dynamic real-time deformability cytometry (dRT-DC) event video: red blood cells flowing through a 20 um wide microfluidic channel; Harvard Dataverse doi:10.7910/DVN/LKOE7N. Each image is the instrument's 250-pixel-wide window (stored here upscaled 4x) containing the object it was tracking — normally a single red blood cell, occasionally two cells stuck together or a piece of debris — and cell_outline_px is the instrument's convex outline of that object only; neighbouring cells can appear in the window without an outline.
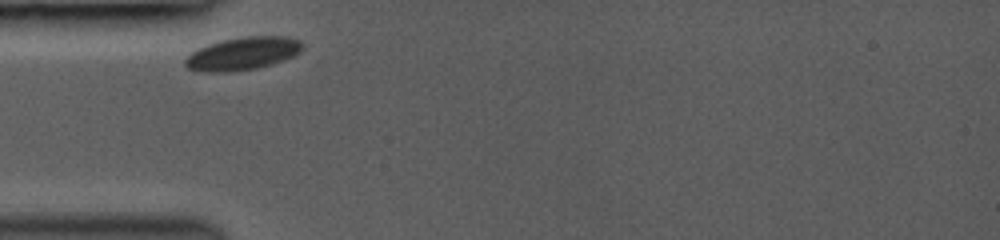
{"species": "common noctule bat (a hibernating species)", "species_latin": "Nyctalus noctula", "temperature_condition": "room temperature", "stored_images_in_passage": 37, "camera_frame_rate_fps": 3000, "um_per_image_px": 0.085, "animal": {"sex": "female", "body_mass_g": 19.0, "forearm_length_mm": 53.3}, "frame": {"image": 1, "passage_image": 1, "time_ms": 0.0, "image_size_px": [1000, 240], "cell_outline_px": [[300, 52], [284, 60], [272, 64], [256, 68], [220, 72], [196, 72], [188, 68], [184, 64], [184, 60], [192, 52], [208, 44], [224, 40], [244, 36], [288, 36], [300, 40]], "centroid_in_image_um": [20.6, 4.55], "position_along_channel_um": 64.4, "area_um2": 22.25}}
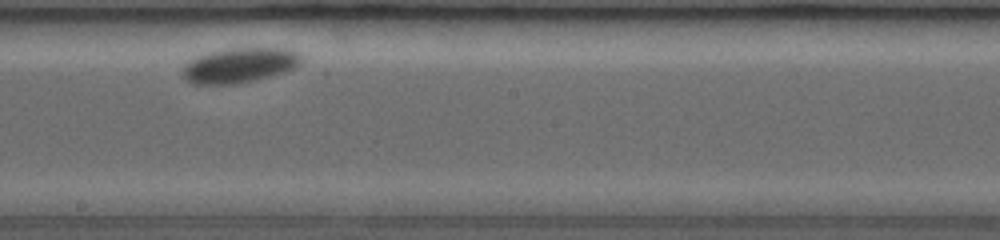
{"frame": {"image": 2, "passage_image": 19, "time_ms": 4.667, "image_size_px": [1000, 240], "cell_outline_px": [[304, 60], [296, 68], [284, 72], [256, 80], [236, 84], [192, 84], [184, 80], [184, 64], [196, 56], [208, 52], [228, 48], [288, 48], [300, 52], [304, 56]], "centroid_in_image_um": [20.42, 5.54], "position_along_channel_um": 227.8, "area_um2": 24.62}}
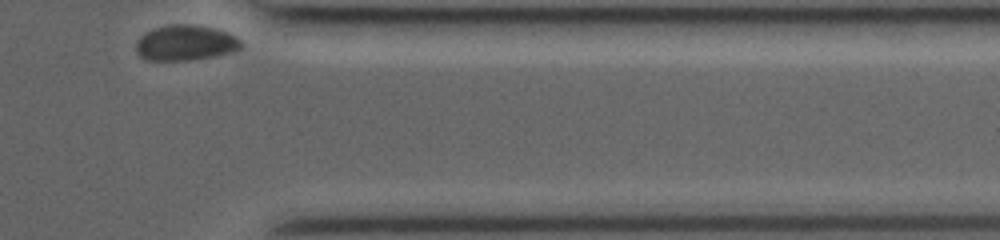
{"frame": {"image": 3, "passage_image": 37, "time_ms": 9.333, "image_size_px": [1000, 240], "cell_outline_px": [[244, 44], [240, 48], [232, 52], [212, 56], [188, 60], [144, 60], [136, 52], [136, 44], [140, 36], [144, 32], [156, 28], [172, 24], [188, 24], [216, 28], [228, 32], [236, 36]], "centroid_in_image_um": [15.77, 3.64], "position_along_channel_um": 395.6, "area_um2": 21.73}, "authors_computed_cell_mechanics": {"area_um2": 23.3512, "velocity_mm_per_s": 3.5769, "shape_relaxation_time_tau1_ms": 1.1714, "shape_relaxation_time_tau2_ms": null, "deformation_change_tau1": 0.0302, "deformation_change_tau2": null}}